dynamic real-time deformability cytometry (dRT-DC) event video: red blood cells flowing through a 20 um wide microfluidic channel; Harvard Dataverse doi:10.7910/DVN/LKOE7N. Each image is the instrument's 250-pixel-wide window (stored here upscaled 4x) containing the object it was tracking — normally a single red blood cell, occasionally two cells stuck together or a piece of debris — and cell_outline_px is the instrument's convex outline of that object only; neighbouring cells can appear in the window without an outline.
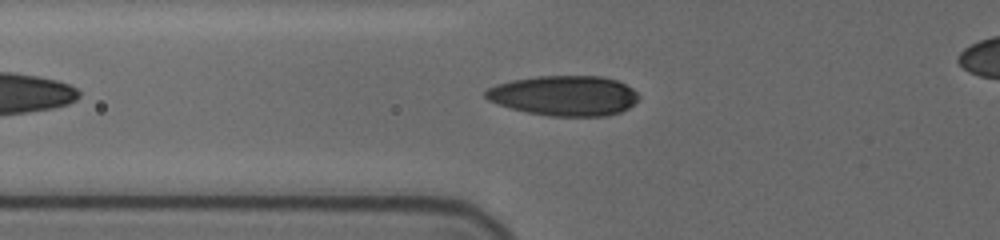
{"species": "human", "species_latin": "Homo sapiens", "temperature_condition": "cold", "stored_images_in_passage": 6, "camera_frame_rate_fps": 3000, "um_per_image_px": 0.085, "donor": {"sex": "female"}, "frame": {"image": 1, "passage_image": 4, "time_ms": 2.0, "image_size_px": [1000, 240], "cell_outline_px": [[640, 100], [628, 108], [620, 112], [604, 116], [548, 116], [528, 112], [512, 108], [488, 100], [484, 96], [484, 92], [488, 88], [496, 84], [512, 80], [536, 76], [600, 76], [616, 80], [632, 88], [640, 96]], "centroid_in_image_um": [47.98, 8.13], "position_along_channel_um": 77.8, "area_um2": 35.78}}
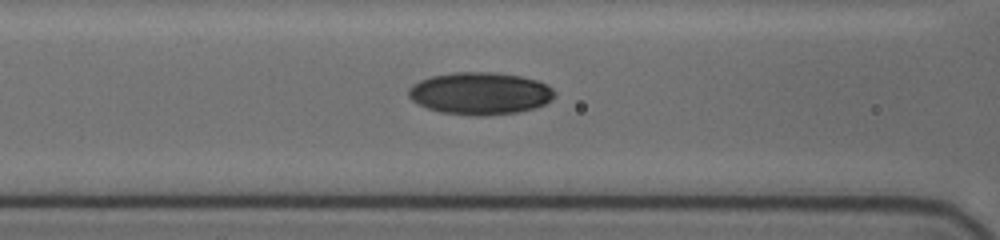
{"frame": {"image": 2, "passage_image": 6, "time_ms": 3.333, "image_size_px": [1000, 240], "cell_outline_px": [[556, 96], [552, 100], [544, 104], [532, 108], [516, 112], [484, 116], [472, 116], [440, 112], [428, 108], [412, 100], [408, 96], [408, 88], [412, 84], [420, 80], [432, 76], [452, 72], [492, 72], [520, 76], [536, 80], [548, 84], [556, 92]], "centroid_in_image_um": [40.81, 7.93], "position_along_channel_um": 125.8, "area_um2": 36.13}}